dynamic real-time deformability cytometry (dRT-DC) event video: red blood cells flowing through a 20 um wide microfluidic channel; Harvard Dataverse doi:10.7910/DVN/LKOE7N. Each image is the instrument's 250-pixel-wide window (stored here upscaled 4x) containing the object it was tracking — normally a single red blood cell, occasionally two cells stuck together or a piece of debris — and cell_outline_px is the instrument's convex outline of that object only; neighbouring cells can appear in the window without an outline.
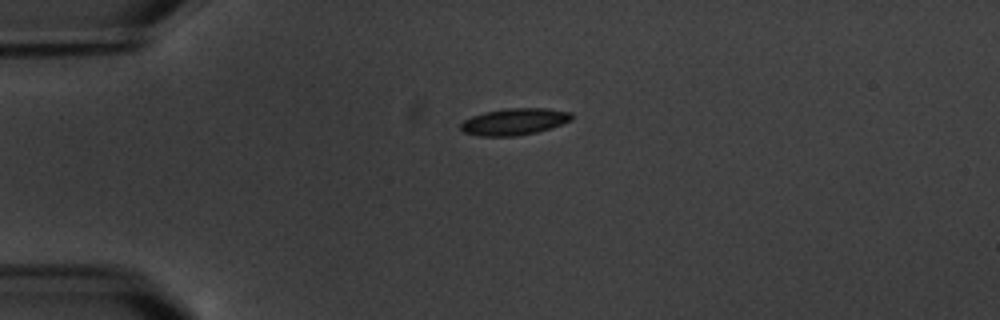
{"species": "common noctule bat (a hibernating species)", "species_latin": "Nyctalus noctula", "temperature_condition": "warm", "stored_images_in_passage": 3, "camera_frame_rate_fps": 3000, "um_per_image_px": 0.085, "animal": {"sex": "male", "body_mass_g": 20.1, "forearm_length_mm": 53.5}, "frame": {"image": 1, "passage_image": 1, "time_ms": 0.0, "image_size_px": [1000, 320], "cell_outline_px": [[572, 120], [552, 128], [536, 132], [512, 136], [480, 136], [464, 132], [460, 128], [460, 124], [464, 120], [472, 116], [484, 112], [508, 108], [544, 108], [572, 112]], "centroid_in_image_um": [43.73, 10.34], "position_along_channel_um": 41.3, "area_um2": 17.22}}